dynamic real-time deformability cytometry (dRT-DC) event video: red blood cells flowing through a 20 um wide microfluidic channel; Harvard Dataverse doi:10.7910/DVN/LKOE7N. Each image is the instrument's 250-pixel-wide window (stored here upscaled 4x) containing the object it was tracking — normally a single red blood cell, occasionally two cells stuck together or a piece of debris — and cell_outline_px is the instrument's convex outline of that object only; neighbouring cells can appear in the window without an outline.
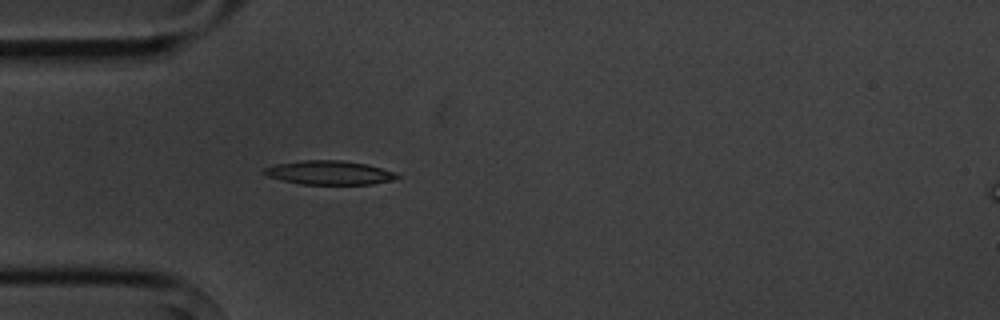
{"species": "common noctule bat (a hibernating species)", "species_latin": "Nyctalus noctula", "temperature_condition": "cold", "stored_images_in_passage": 3, "camera_frame_rate_fps": 3000, "um_per_image_px": 0.085, "animal": {"sex": "male", "body_mass_g": 20.1, "forearm_length_mm": 53.5}, "frame": {"image": 1, "passage_image": 3, "time_ms": 2.333, "image_size_px": [1000, 320], "cell_outline_px": [[400, 176], [392, 180], [372, 184], [300, 184], [268, 176], [260, 172], [264, 168], [276, 164], [304, 160], [344, 160], [364, 164], [396, 172]], "centroid_in_image_um": [27.97, 14.67], "position_along_channel_um": 57.0, "area_um2": 18.38}}